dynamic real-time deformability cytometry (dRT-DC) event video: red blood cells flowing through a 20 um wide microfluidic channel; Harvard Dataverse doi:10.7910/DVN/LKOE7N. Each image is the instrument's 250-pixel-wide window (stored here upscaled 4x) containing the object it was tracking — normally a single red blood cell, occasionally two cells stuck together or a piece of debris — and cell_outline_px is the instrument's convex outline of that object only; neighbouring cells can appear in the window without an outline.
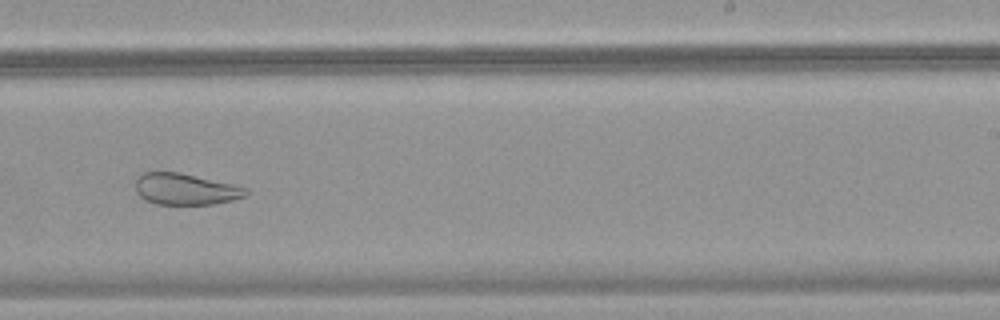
{"species": "common noctule bat (a hibernating species)", "species_latin": "Nyctalus noctula", "temperature_condition": "warm", "stored_images_in_passage": 49, "camera_frame_rate_fps": 3000, "um_per_image_px": 0.085, "animal": {"sex": "female", "body_mass_g": 18.4}, "frame": {"image": 1, "passage_image": 32, "time_ms": 10.333, "image_size_px": [1000, 320], "cell_outline_px": [[248, 192], [244, 196], [232, 200], [212, 204], [156, 204], [140, 196], [136, 192], [136, 180], [144, 172], [180, 172], [232, 184], [248, 188]], "centroid_in_image_um": [15.77, 16.07], "position_along_channel_um": 273.2, "area_um2": 19.94}}
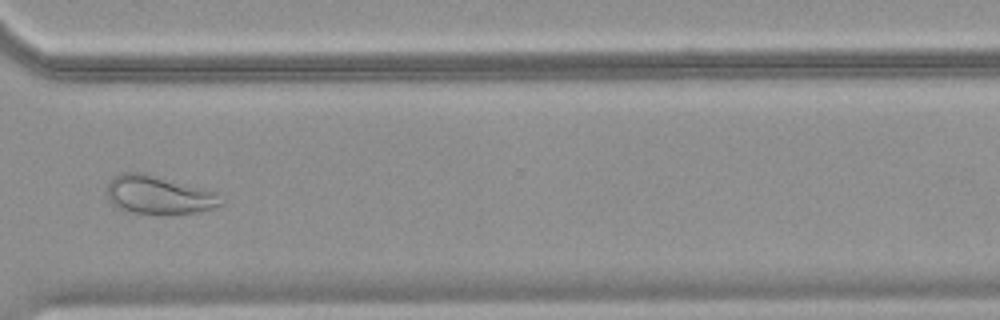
{"frame": {"image": 2, "passage_image": 38, "time_ms": 12.333, "image_size_px": [1000, 320], "cell_outline_px": [[224, 204], [200, 212], [124, 212], [116, 208], [108, 200], [104, 192], [108, 180], [120, 172], [144, 172], [204, 188], [212, 192], [224, 200]], "centroid_in_image_um": [13.39, 16.53], "position_along_channel_um": 357.2, "area_um2": 25.61}}
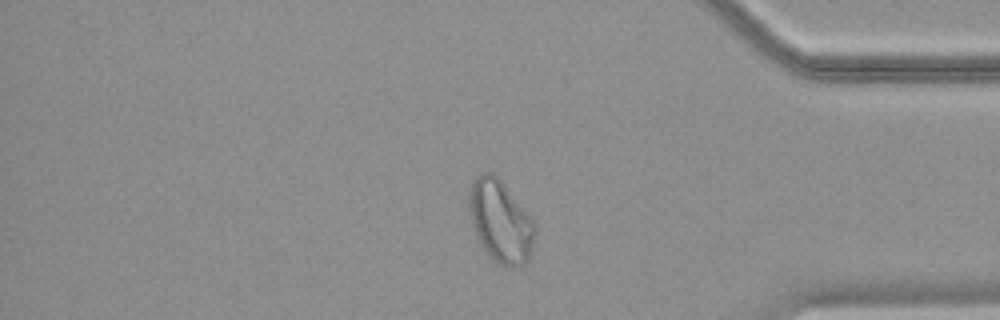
{"frame": {"image": 3, "passage_image": 42, "time_ms": 13.667, "image_size_px": [1000, 320], "cell_outline_px": [[536, 228], [532, 252], [528, 260], [520, 268], [508, 268], [500, 264], [480, 244], [472, 224], [468, 204], [468, 192], [472, 180], [476, 176], [484, 172], [492, 172], [500, 180], [532, 216], [536, 224]], "centroid_in_image_um": [42.56, 18.81], "position_along_channel_um": 392.6, "area_um2": 31.79}}